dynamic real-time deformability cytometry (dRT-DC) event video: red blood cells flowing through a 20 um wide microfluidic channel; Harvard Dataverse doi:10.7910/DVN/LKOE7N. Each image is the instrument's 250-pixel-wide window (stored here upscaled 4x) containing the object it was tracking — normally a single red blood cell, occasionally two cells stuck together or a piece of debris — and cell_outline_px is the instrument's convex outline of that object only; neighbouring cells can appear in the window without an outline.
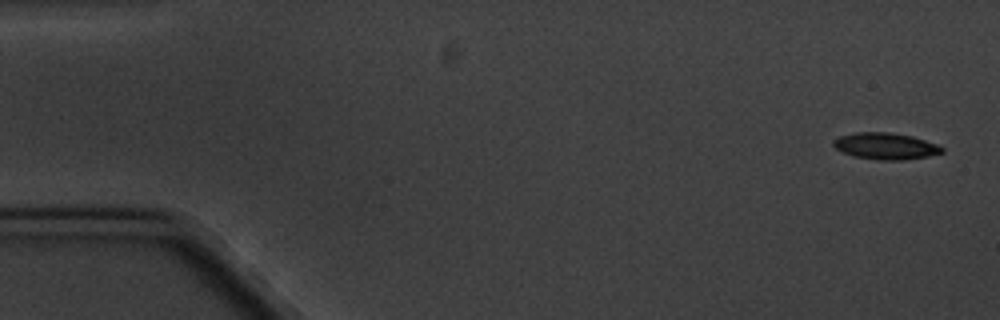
{"species": "common noctule bat (a hibernating species)", "species_latin": "Nyctalus noctula", "temperature_condition": "cold", "stored_images_in_passage": 11, "camera_frame_rate_fps": 3000, "um_per_image_px": 0.085, "animal": {"sex": "male", "body_mass_g": 20.1, "forearm_length_mm": 53.5}, "frame": {"image": 1, "passage_image": 1, "time_ms": 0.0, "image_size_px": [1000, 320], "cell_outline_px": [[944, 152], [928, 156], [900, 160], [880, 160], [852, 156], [836, 148], [832, 144], [832, 140], [840, 136], [856, 132], [888, 132], [912, 136], [936, 144], [944, 148]], "centroid_in_image_um": [75.26, 12.41], "position_along_channel_um": 9.7, "area_um2": 16.7}}
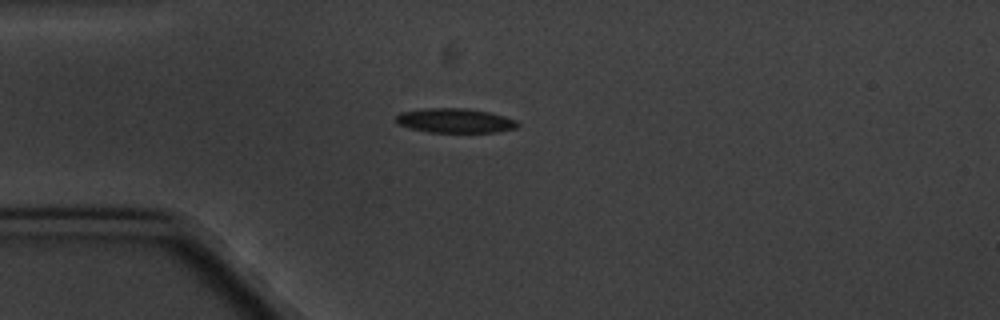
{"frame": {"image": 2, "passage_image": 4, "time_ms": 4.333, "image_size_px": [1000, 320], "cell_outline_px": [[520, 124], [516, 128], [496, 132], [428, 132], [396, 124], [396, 116], [400, 112], [424, 108], [468, 108], [488, 112], [504, 116], [516, 120]], "centroid_in_image_um": [38.67, 10.25], "position_along_channel_um": 46.3, "area_um2": 17.34}}
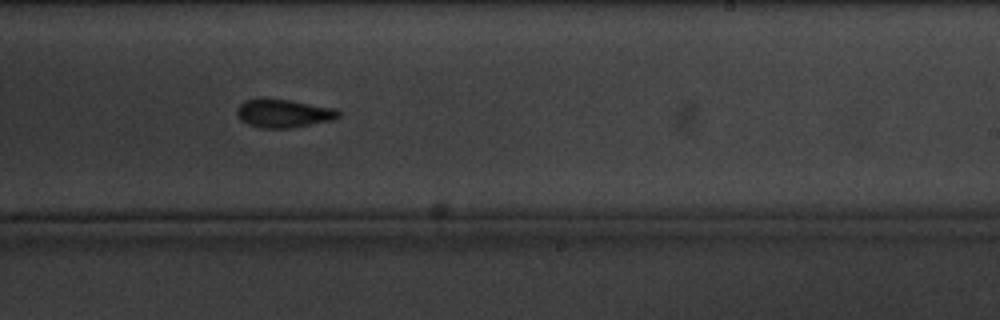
{"frame": {"image": 3, "passage_image": 10, "time_ms": 11.333, "image_size_px": [1000, 320], "cell_outline_px": [[340, 116], [336, 120], [292, 128], [260, 128], [248, 124], [240, 120], [236, 112], [240, 104], [248, 100], [260, 96], [264, 96], [336, 108], [340, 112]], "centroid_in_image_um": [24.12, 9.62], "position_along_channel_um": 264.9, "area_um2": 17.22}}